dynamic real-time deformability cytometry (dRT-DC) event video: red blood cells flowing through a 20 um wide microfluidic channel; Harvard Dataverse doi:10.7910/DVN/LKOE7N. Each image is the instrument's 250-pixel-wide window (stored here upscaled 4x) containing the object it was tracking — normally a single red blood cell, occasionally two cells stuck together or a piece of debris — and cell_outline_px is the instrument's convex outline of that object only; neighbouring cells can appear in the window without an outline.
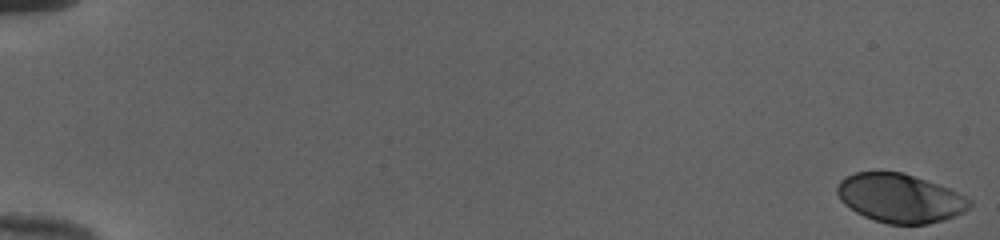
{"species": "human", "species_latin": "Homo sapiens", "temperature_condition": "cold", "stored_images_in_passage": 53, "camera_frame_rate_fps": 3000, "um_per_image_px": 0.085, "donor": {"sex": "female"}, "frame": {"image": 1, "passage_image": 1, "time_ms": 0.0, "image_size_px": [1000, 240], "cell_outline_px": [[972, 204], [964, 212], [956, 216], [944, 220], [928, 224], [888, 224], [864, 216], [856, 212], [844, 204], [840, 200], [836, 192], [836, 188], [840, 180], [856, 172], [904, 172], [948, 188], [972, 200]], "centroid_in_image_um": [76.5, 16.85], "position_along_channel_um": 8.5, "area_um2": 37.57}}
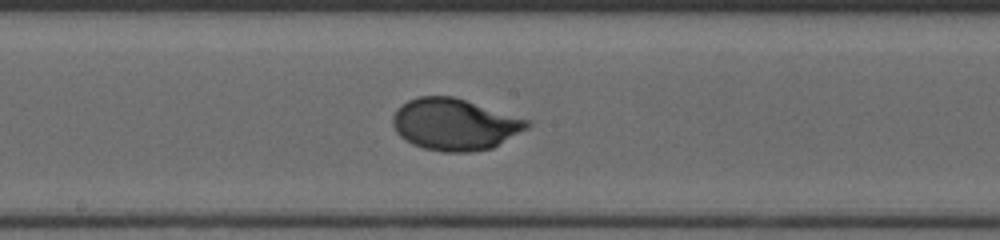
{"frame": {"image": 2, "passage_image": 31, "time_ms": 10.0, "image_size_px": [1000, 240], "cell_outline_px": [[532, 124], [528, 128], [492, 148], [468, 152], [444, 152], [424, 148], [412, 144], [404, 140], [396, 132], [392, 124], [392, 116], [396, 108], [408, 100], [416, 96], [452, 96], [528, 120]], "centroid_in_image_um": [38.59, 10.57], "position_along_channel_um": 209.6, "area_um2": 40.29}}
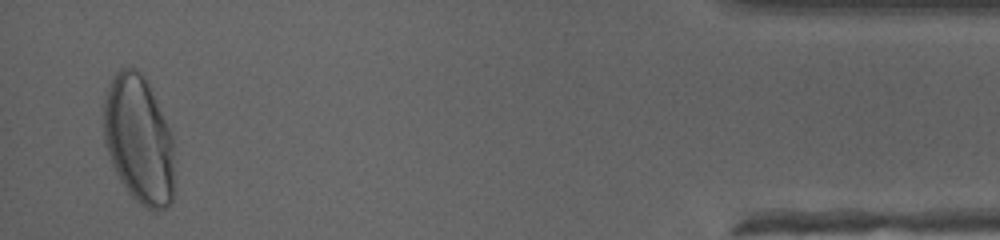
{"frame": {"image": 3, "passage_image": 52, "time_ms": 17.0, "image_size_px": [1000, 240], "cell_outline_px": [[172, 200], [164, 208], [148, 208], [140, 204], [128, 192], [120, 180], [112, 164], [104, 144], [104, 96], [112, 76], [120, 68], [132, 68], [140, 72], [144, 76], [148, 84], [172, 136]], "centroid_in_image_um": [11.75, 11.83], "position_along_channel_um": 423.5, "area_um2": 51.9}, "authors_computed_cell_mechanics": {"area_um2": 39.304, "velocity_mm_per_s": 3.9993, "shape_relaxation_time_tau1_ms": 2.8571, "shape_relaxation_time_tau2_ms": null, "deformation_change_tau1": 0.163, "deformation_change_tau2": null}}